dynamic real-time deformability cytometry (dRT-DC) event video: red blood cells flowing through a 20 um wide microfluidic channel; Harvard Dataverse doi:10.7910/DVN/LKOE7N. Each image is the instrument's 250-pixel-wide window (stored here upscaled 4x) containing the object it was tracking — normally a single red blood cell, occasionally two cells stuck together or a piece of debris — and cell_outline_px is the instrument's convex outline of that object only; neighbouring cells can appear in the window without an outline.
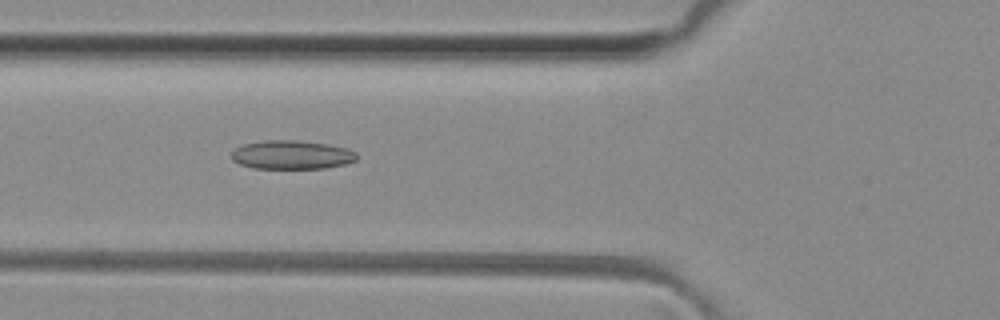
{"species": "common noctule bat (a hibernating species)", "species_latin": "Nyctalus noctula", "temperature_condition": "room temperature", "stored_images_in_passage": 50, "camera_frame_rate_fps": 3000, "um_per_image_px": 0.085, "animal": {"sex": "female", "body_mass_g": 29.2, "forearm_length_mm": 56.3}, "frame": {"image": 1, "passage_image": 18, "time_ms": 5.667, "image_size_px": [1000, 320], "cell_outline_px": [[356, 160], [344, 164], [324, 168], [252, 168], [240, 164], [232, 160], [232, 152], [236, 148], [244, 144], [264, 140], [296, 140], [328, 144], [348, 148], [356, 152]], "centroid_in_image_um": [24.8, 13.15], "position_along_channel_um": 101.0, "area_um2": 20.92}}
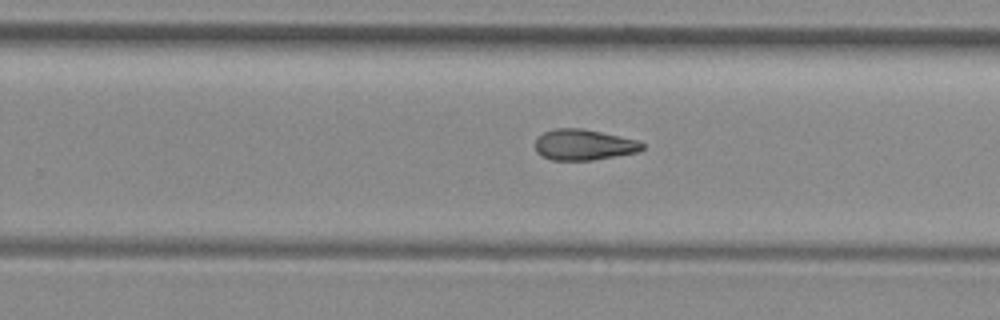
{"frame": {"image": 2, "passage_image": 31, "time_ms": 10.0, "image_size_px": [1000, 320], "cell_outline_px": [[644, 148], [636, 152], [616, 156], [592, 160], [552, 160], [540, 156], [536, 152], [536, 140], [544, 132], [556, 128], [580, 128], [640, 140], [644, 144]], "centroid_in_image_um": [49.62, 12.31], "position_along_channel_um": 280.2, "area_um2": 19.19}}
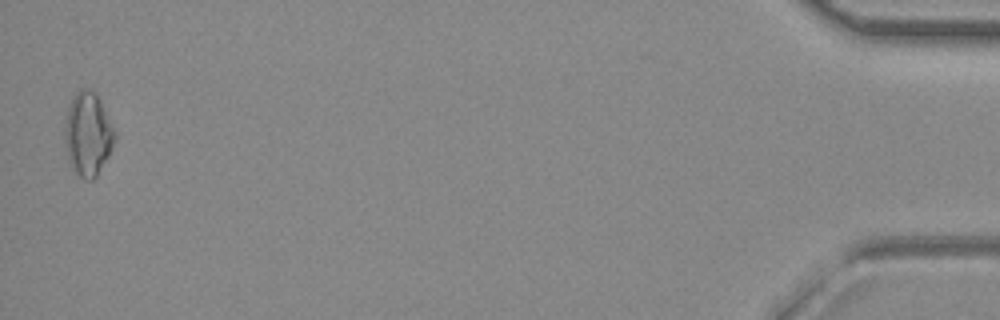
{"frame": {"image": 3, "passage_image": 49, "time_ms": 16.0, "image_size_px": [1000, 320], "cell_outline_px": [[116, 140], [108, 156], [96, 176], [92, 180], [84, 180], [72, 168], [64, 144], [64, 124], [68, 104], [76, 92], [80, 88], [84, 88], [96, 92], [116, 132]], "centroid_in_image_um": [7.46, 11.37], "position_along_channel_um": 427.7, "area_um2": 24.51}, "authors_computed_cell_mechanics": {"area_um2": 20.2011, "velocity_mm_per_s": 4.1299, "shape_relaxation_time_tau1_ms": null, "shape_relaxation_time_tau2_ms": 8.2571, "deformation_change_tau1": null, "deformation_change_tau2": 0.1895}}